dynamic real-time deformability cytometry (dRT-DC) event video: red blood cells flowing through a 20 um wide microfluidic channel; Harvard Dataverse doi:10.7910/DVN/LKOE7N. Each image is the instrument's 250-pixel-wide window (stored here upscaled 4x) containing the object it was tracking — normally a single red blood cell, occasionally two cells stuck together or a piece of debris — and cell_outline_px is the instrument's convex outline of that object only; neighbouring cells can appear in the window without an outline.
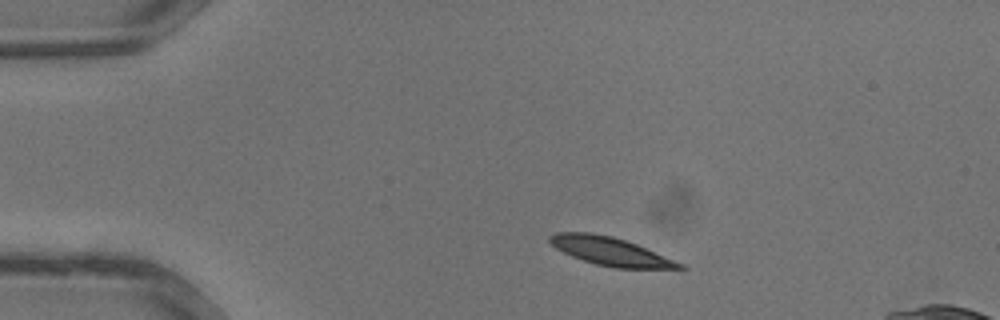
{"species": "common noctule bat (a hibernating species)", "species_latin": "Nyctalus noctula", "temperature_condition": "warm", "stored_images_in_passage": 33, "camera_frame_rate_fps": 3000, "um_per_image_px": 0.085, "animal": {"sex": "male", "body_mass_g": 13.3}, "frame": {"image": 1, "passage_image": 4, "time_ms": 1.0, "image_size_px": [1000, 320], "cell_outline_px": [[688, 268], [616, 268], [596, 264], [572, 256], [556, 248], [548, 240], [548, 236], [556, 232], [588, 232], [612, 236], [636, 244], [684, 264]], "centroid_in_image_um": [51.86, 21.35], "position_along_channel_um": 33.1, "area_um2": 21.04}}
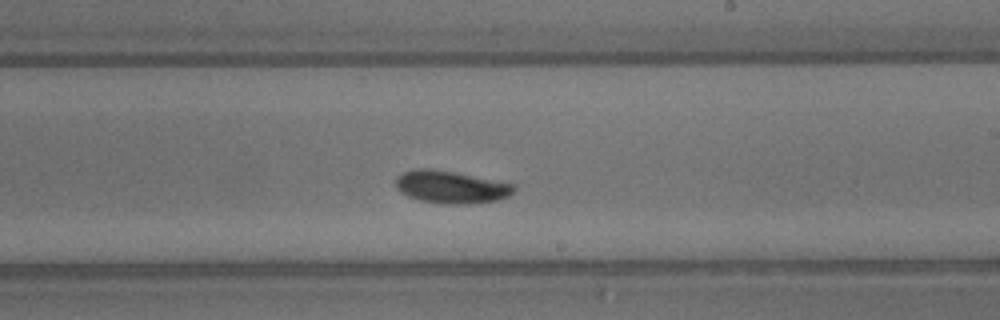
{"frame": {"image": 2, "passage_image": 18, "time_ms": 5.667, "image_size_px": [1000, 320], "cell_outline_px": [[516, 188], [508, 196], [496, 200], [468, 204], [448, 204], [420, 200], [408, 196], [400, 192], [396, 188], [396, 176], [400, 172], [416, 168], [428, 168], [456, 172], [516, 184]], "centroid_in_image_um": [38.31, 15.88], "position_along_channel_um": 250.7, "area_um2": 22.54}}
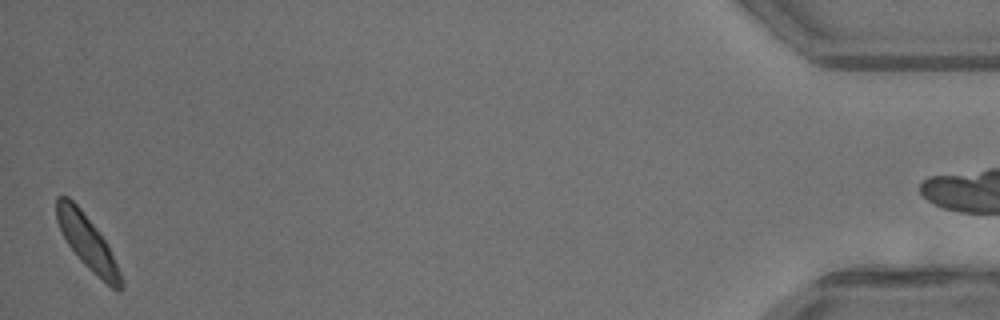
{"frame": {"image": 3, "passage_image": 32, "time_ms": 10.333, "image_size_px": [1000, 320], "cell_outline_px": [[120, 292], [112, 288], [88, 268], [80, 260], [68, 244], [56, 220], [56, 196], [68, 196], [80, 208], [96, 228], [108, 244], [120, 272]], "centroid_in_image_um": [7.39, 20.55], "position_along_channel_um": 427.8, "area_um2": 19.65}}